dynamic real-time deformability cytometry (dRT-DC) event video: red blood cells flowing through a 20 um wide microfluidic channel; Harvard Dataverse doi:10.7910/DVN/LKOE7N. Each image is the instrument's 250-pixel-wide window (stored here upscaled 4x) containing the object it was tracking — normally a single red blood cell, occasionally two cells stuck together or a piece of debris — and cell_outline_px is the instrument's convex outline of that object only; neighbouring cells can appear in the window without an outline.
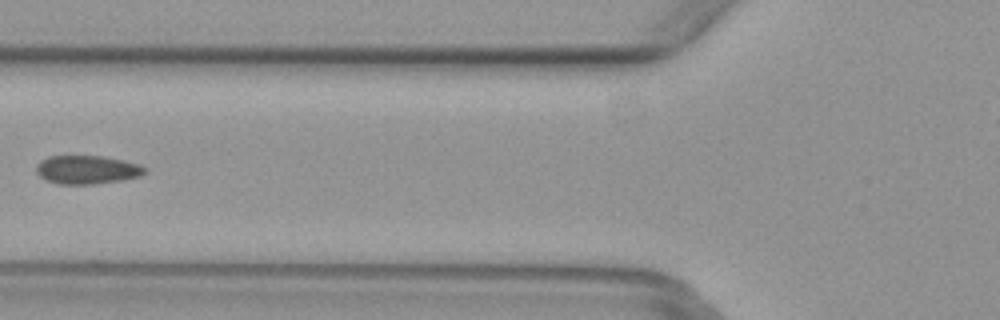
{"species": "common noctule bat (a hibernating species)", "species_latin": "Nyctalus noctula", "temperature_condition": "warm", "stored_images_in_passage": 7, "camera_frame_rate_fps": 3000, "um_per_image_px": 0.085, "animal": {"sex": "female", "body_mass_g": 29.2, "forearm_length_mm": 56.3}, "frame": {"image": 1, "passage_image": 6, "time_ms": 1.667, "image_size_px": [1000, 320], "cell_outline_px": [[148, 172], [140, 176], [124, 180], [92, 184], [56, 184], [40, 176], [36, 172], [36, 164], [40, 160], [48, 156], [104, 156], [124, 160], [140, 164]], "centroid_in_image_um": [7.41, 14.42], "position_along_channel_um": 118.4, "area_um2": 18.21}}